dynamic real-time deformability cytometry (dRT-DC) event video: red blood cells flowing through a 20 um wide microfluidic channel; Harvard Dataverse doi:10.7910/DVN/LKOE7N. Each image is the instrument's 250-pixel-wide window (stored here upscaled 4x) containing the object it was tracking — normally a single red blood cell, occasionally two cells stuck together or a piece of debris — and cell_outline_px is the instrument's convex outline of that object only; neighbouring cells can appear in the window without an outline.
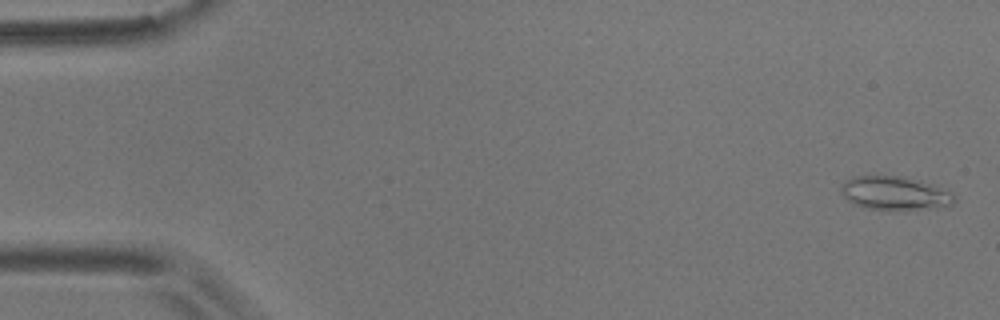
{"species": "common noctule bat (a hibernating species)", "species_latin": "Nyctalus noctula", "temperature_condition": "room temperature", "stored_images_in_passage": 28, "camera_frame_rate_fps": 3000, "um_per_image_px": 0.085, "animal": {"sex": "male", "body_mass_g": 17.9}, "frame": {"image": 1, "passage_image": 2, "time_ms": 0.333, "image_size_px": [1000, 320], "cell_outline_px": [[956, 200], [948, 208], [904, 212], [864, 208], [852, 204], [840, 192], [840, 184], [844, 180], [852, 176], [900, 176], [920, 180], [952, 192], [956, 196]], "centroid_in_image_um": [76.1, 16.47], "position_along_channel_um": 8.9, "area_um2": 23.35}}
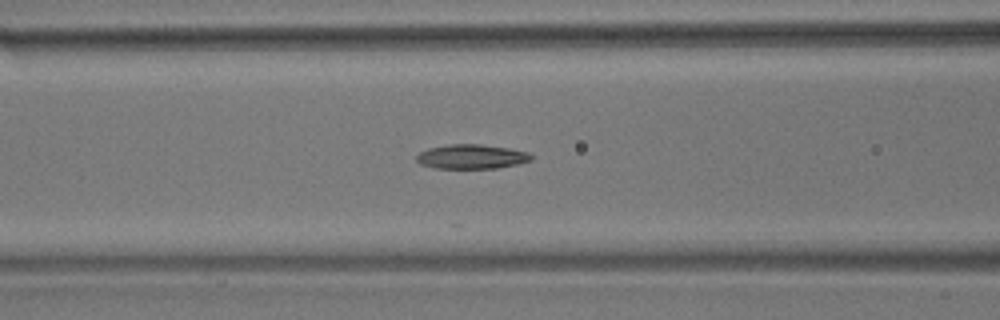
{"frame": {"image": 2, "passage_image": 23, "time_ms": 7.333, "image_size_px": [1000, 320], "cell_outline_px": [[532, 160], [516, 164], [496, 168], [432, 168], [420, 164], [416, 160], [416, 156], [420, 152], [428, 148], [448, 144], [480, 144], [508, 148], [528, 152], [532, 156]], "centroid_in_image_um": [40.04, 13.31], "position_along_channel_um": 126.6, "area_um2": 16.3}}
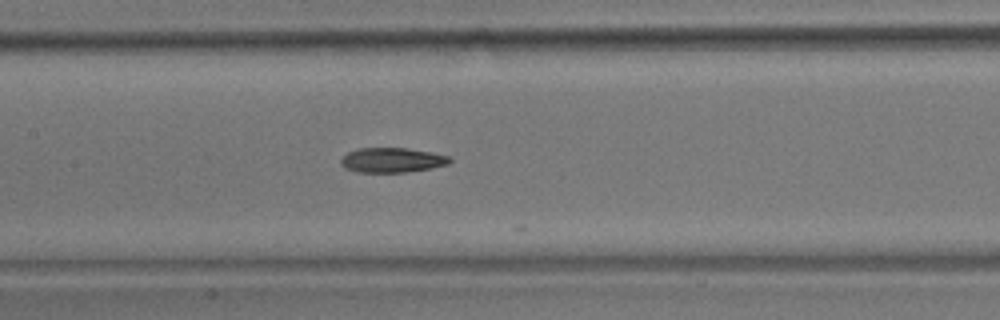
{"frame": {"image": 3, "passage_image": 27, "time_ms": 8.667, "image_size_px": [1000, 320], "cell_outline_px": [[452, 160], [448, 164], [432, 168], [408, 172], [356, 172], [344, 168], [340, 164], [340, 160], [348, 152], [356, 148], [408, 148], [432, 152], [448, 156]], "centroid_in_image_um": [33.31, 13.61], "position_along_channel_um": 174.1, "area_um2": 15.84}}